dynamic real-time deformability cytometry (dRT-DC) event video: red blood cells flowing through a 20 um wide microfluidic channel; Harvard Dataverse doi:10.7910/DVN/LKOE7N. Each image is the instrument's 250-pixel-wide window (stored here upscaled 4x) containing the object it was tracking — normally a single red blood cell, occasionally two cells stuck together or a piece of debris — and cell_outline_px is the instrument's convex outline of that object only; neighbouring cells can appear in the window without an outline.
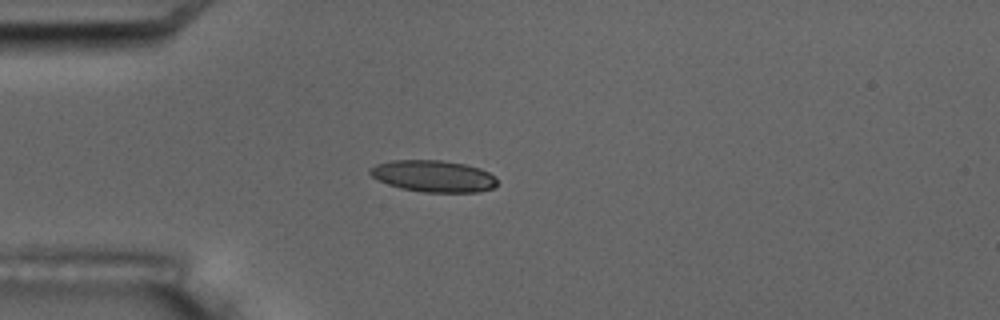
{"species": "common noctule bat (a hibernating species)", "species_latin": "Nyctalus noctula", "temperature_condition": "room temperature", "stored_images_in_passage": 3, "camera_frame_rate_fps": 3000, "um_per_image_px": 0.085, "animal": {"sex": "male", "body_mass_g": 17.5, "forearm_length_mm": 52.3}, "frame": {"image": 1, "passage_image": 3, "time_ms": 2.333, "image_size_px": [1000, 320], "cell_outline_px": [[496, 184], [492, 188], [476, 192], [424, 192], [400, 188], [388, 184], [372, 176], [368, 172], [368, 168], [376, 164], [392, 160], [440, 160], [464, 164], [480, 168], [496, 176]], "centroid_in_image_um": [36.82, 14.96], "position_along_channel_um": 48.2, "area_um2": 23.41}}